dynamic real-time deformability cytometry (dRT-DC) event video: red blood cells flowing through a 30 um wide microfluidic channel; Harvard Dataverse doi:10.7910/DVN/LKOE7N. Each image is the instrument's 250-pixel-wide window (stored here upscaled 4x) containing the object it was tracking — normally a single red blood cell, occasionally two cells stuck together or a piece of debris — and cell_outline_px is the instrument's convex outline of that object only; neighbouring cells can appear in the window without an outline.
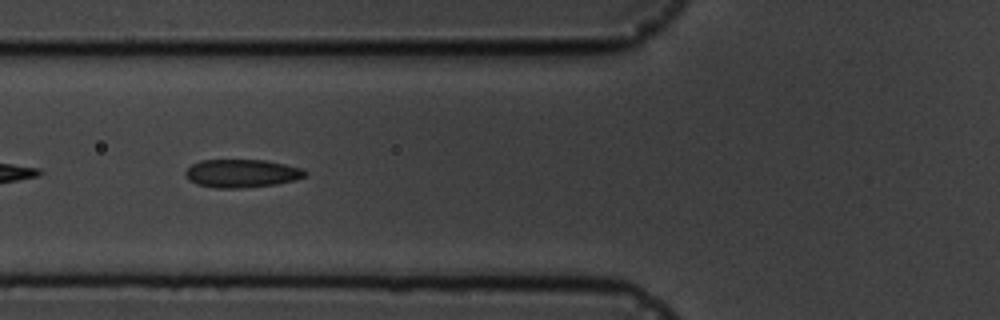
{"species": "common noctule bat (a hibernating species)", "species_latin": "Nyctalus noctula", "temperature_condition": "cold", "stored_images_in_passage": 5, "camera_frame_rate_fps": 3000, "um_per_image_px": 0.085, "animal": {"sex": "male", "body_mass_g": 19.5, "forearm_length_mm": 54.6}, "frame": {"image": 1, "passage_image": 4, "time_ms": 4.333, "image_size_px": [1000, 320], "cell_outline_px": [[308, 172], [304, 176], [296, 180], [276, 184], [240, 188], [216, 188], [196, 184], [188, 180], [184, 176], [184, 172], [192, 164], [200, 160], [264, 160], [304, 168]], "centroid_in_image_um": [20.53, 14.74], "position_along_channel_um": 105.3, "area_um2": 19.77}}
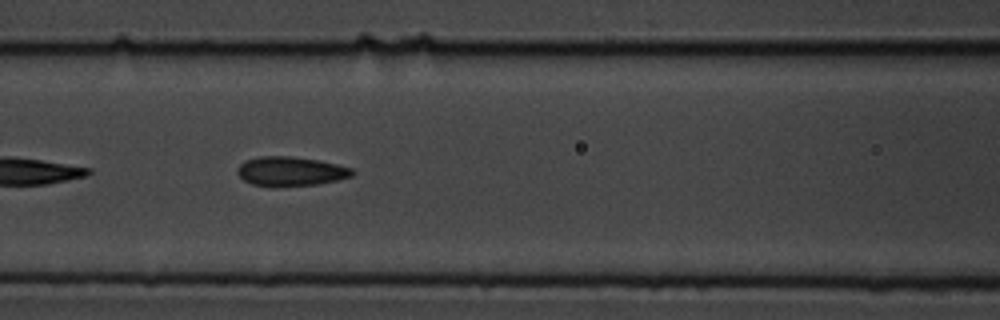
{"frame": {"image": 2, "passage_image": 5, "time_ms": 5.333, "image_size_px": [1000, 320], "cell_outline_px": [[356, 172], [352, 176], [336, 180], [316, 184], [272, 188], [252, 184], [244, 180], [236, 172], [236, 168], [244, 160], [260, 156], [292, 156], [320, 160], [352, 168]], "centroid_in_image_um": [24.67, 14.57], "position_along_channel_um": 141.9, "area_um2": 20.0}}